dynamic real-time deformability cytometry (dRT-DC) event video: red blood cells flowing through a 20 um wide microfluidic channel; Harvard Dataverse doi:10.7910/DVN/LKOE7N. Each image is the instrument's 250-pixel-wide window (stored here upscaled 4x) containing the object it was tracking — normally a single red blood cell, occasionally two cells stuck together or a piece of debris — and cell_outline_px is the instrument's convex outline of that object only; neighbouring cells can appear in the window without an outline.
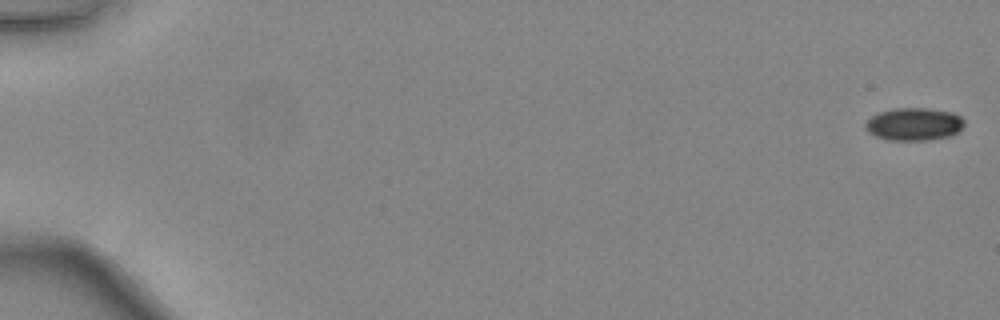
{"species": "common noctule bat (a hibernating species)", "species_latin": "Nyctalus noctula", "temperature_condition": "warm", "stored_images_in_passage": 48, "camera_frame_rate_fps": 3000, "um_per_image_px": 0.085, "animal": {"sex": "female", "body_mass_g": 24.6, "forearm_length_mm": 56.2}, "frame": {"image": 1, "passage_image": 1, "time_ms": 0.0, "image_size_px": [1000, 320], "cell_outline_px": [[964, 124], [952, 136], [928, 140], [888, 140], [876, 136], [868, 132], [864, 128], [864, 124], [872, 116], [880, 112], [896, 108], [924, 108], [952, 112], [960, 116], [964, 120]], "centroid_in_image_um": [77.68, 10.56], "position_along_channel_um": 7.3, "area_um2": 18.79}}
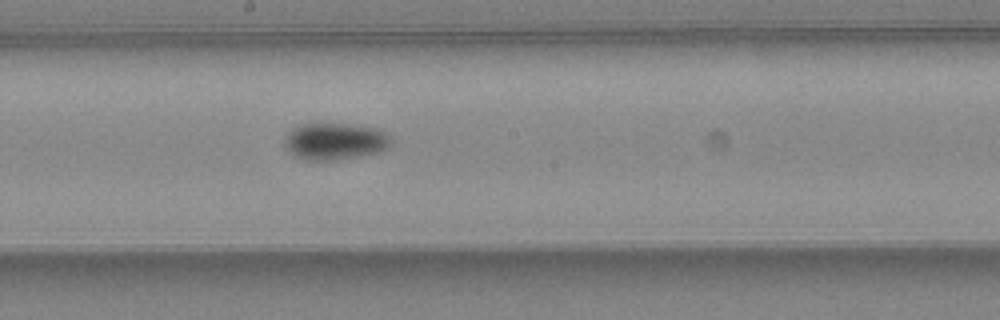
{"frame": {"image": 2, "passage_image": 28, "time_ms": 9.0, "image_size_px": [1000, 320], "cell_outline_px": [[392, 140], [380, 152], [360, 156], [336, 160], [304, 160], [292, 156], [288, 152], [284, 144], [284, 136], [292, 128], [300, 124], [344, 124], [376, 128], [384, 132]], "centroid_in_image_um": [28.38, 12.03], "position_along_channel_um": 219.8, "area_um2": 22.89}}
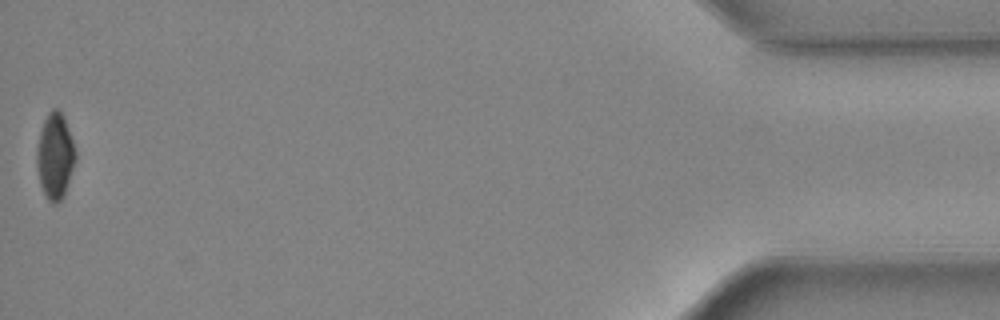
{"frame": {"image": 3, "passage_image": 48, "time_ms": 15.667, "image_size_px": [1000, 320], "cell_outline_px": [[76, 160], [64, 196], [56, 204], [52, 204], [48, 200], [40, 184], [36, 164], [36, 148], [40, 132], [44, 120], [48, 112], [52, 108], [56, 108], [64, 116], [76, 152]], "centroid_in_image_um": [4.67, 13.27], "position_along_channel_um": 430.5, "area_um2": 19.42}, "authors_computed_cell_mechanics": {"area_um2": 20.6057, "velocity_mm_per_s": 4.4632, "shape_relaxation_time_tau1_ms": 2.2611, "shape_relaxation_time_tau2_ms": null, "deformation_change_tau1": 0.0653, "deformation_change_tau2": null}}